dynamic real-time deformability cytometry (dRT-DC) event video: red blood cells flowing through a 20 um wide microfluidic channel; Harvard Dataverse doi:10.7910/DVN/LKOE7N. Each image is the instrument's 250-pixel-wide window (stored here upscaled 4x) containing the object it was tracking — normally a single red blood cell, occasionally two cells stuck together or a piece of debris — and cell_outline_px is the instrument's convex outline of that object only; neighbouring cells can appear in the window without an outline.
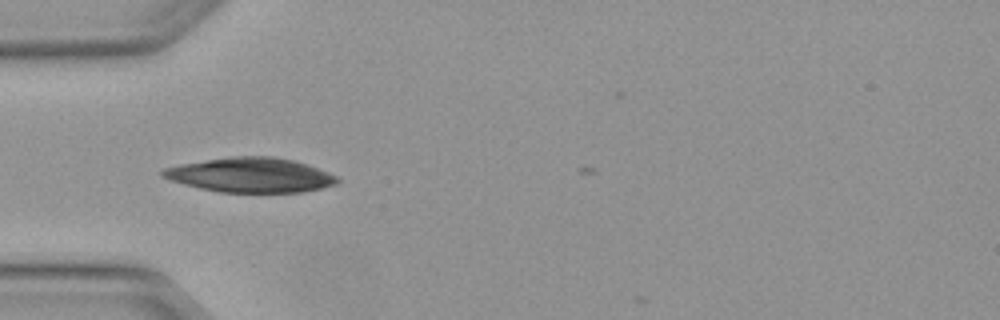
{"species": "Egyptian fruit bat (a non-hibernating species)", "species_latin": "Rousettus aegyptiacus", "temperature_condition": "warm", "stored_images_in_passage": 5, "camera_frame_rate_fps": 3000, "um_per_image_px": 0.085, "animal": {"sex": "female"}, "frame": {"image": 1, "passage_image": 2, "time_ms": 0.333, "image_size_px": [1000, 320], "cell_outline_px": [[340, 180], [336, 184], [304, 192], [220, 192], [200, 188], [184, 184], [160, 176], [160, 172], [164, 168], [180, 164], [232, 156], [272, 156], [292, 160], [328, 172], [336, 176]], "centroid_in_image_um": [21.28, 14.88], "position_along_channel_um": 63.7, "area_um2": 34.91}}
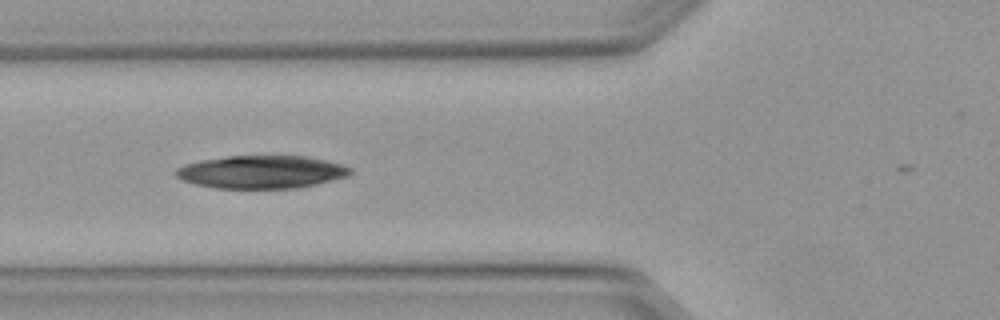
{"frame": {"image": 2, "passage_image": 3, "time_ms": 0.667, "image_size_px": [1000, 320], "cell_outline_px": [[352, 172], [348, 176], [316, 184], [296, 188], [212, 188], [196, 184], [184, 180], [176, 176], [176, 168], [184, 164], [200, 160], [228, 156], [304, 156], [324, 160], [340, 164], [352, 168]], "centroid_in_image_um": [22.21, 14.61], "position_along_channel_um": 103.6, "area_um2": 33.29}}
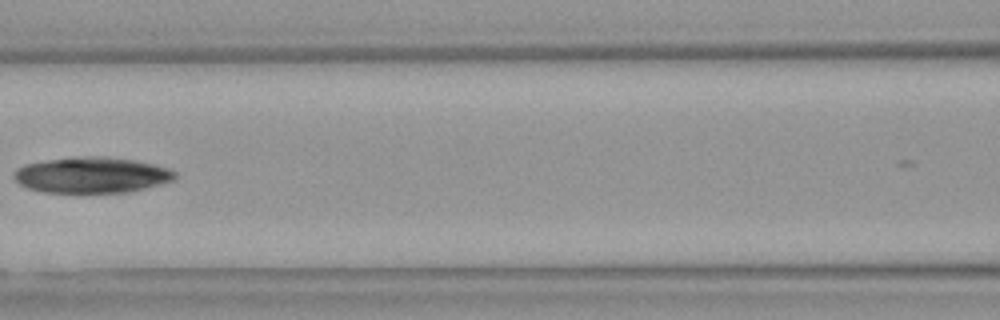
{"frame": {"image": 3, "passage_image": 4, "time_ms": 1.0, "image_size_px": [1000, 320], "cell_outline_px": [[176, 180], [132, 192], [44, 192], [28, 188], [20, 184], [12, 176], [16, 168], [24, 164], [44, 160], [80, 156], [104, 156], [136, 160], [168, 168], [176, 172]], "centroid_in_image_um": [7.81, 14.87], "position_along_channel_um": 158.8, "area_um2": 33.93}}